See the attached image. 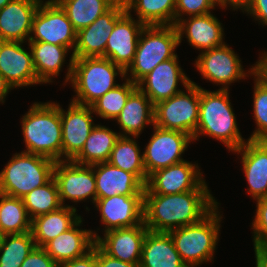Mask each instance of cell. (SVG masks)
I'll list each match as a JSON object with an SVG mask.
<instances>
[{"label":"cell","instance_id":"cell-1","mask_svg":"<svg viewBox=\"0 0 267 267\" xmlns=\"http://www.w3.org/2000/svg\"><path fill=\"white\" fill-rule=\"evenodd\" d=\"M217 204L209 190L144 194V223L149 231L168 233L201 221Z\"/></svg>","mask_w":267,"mask_h":267},{"label":"cell","instance_id":"cell-2","mask_svg":"<svg viewBox=\"0 0 267 267\" xmlns=\"http://www.w3.org/2000/svg\"><path fill=\"white\" fill-rule=\"evenodd\" d=\"M66 83L71 81L76 97L71 100L80 105L91 106L97 99L114 89L115 78L118 74L124 79L125 70L110 59L104 57L69 59Z\"/></svg>","mask_w":267,"mask_h":267},{"label":"cell","instance_id":"cell-3","mask_svg":"<svg viewBox=\"0 0 267 267\" xmlns=\"http://www.w3.org/2000/svg\"><path fill=\"white\" fill-rule=\"evenodd\" d=\"M23 152L62 161V124L59 103H34L21 118Z\"/></svg>","mask_w":267,"mask_h":267},{"label":"cell","instance_id":"cell-4","mask_svg":"<svg viewBox=\"0 0 267 267\" xmlns=\"http://www.w3.org/2000/svg\"><path fill=\"white\" fill-rule=\"evenodd\" d=\"M205 134L223 142L232 152L246 143L238 129L228 90L212 92L200 87L199 121L193 141Z\"/></svg>","mask_w":267,"mask_h":267},{"label":"cell","instance_id":"cell-5","mask_svg":"<svg viewBox=\"0 0 267 267\" xmlns=\"http://www.w3.org/2000/svg\"><path fill=\"white\" fill-rule=\"evenodd\" d=\"M218 205L201 221L168 232L175 249L188 267L212 261L219 239L222 216Z\"/></svg>","mask_w":267,"mask_h":267},{"label":"cell","instance_id":"cell-6","mask_svg":"<svg viewBox=\"0 0 267 267\" xmlns=\"http://www.w3.org/2000/svg\"><path fill=\"white\" fill-rule=\"evenodd\" d=\"M179 45V36L175 25L145 26L140 33L133 62L125 70L133 83L137 84L158 64L174 58Z\"/></svg>","mask_w":267,"mask_h":267},{"label":"cell","instance_id":"cell-7","mask_svg":"<svg viewBox=\"0 0 267 267\" xmlns=\"http://www.w3.org/2000/svg\"><path fill=\"white\" fill-rule=\"evenodd\" d=\"M55 161L44 156L15 153L0 172V193L23 198L53 177Z\"/></svg>","mask_w":267,"mask_h":267},{"label":"cell","instance_id":"cell-8","mask_svg":"<svg viewBox=\"0 0 267 267\" xmlns=\"http://www.w3.org/2000/svg\"><path fill=\"white\" fill-rule=\"evenodd\" d=\"M184 91L154 105V125L182 131L192 138L199 121L200 86L191 83Z\"/></svg>","mask_w":267,"mask_h":267},{"label":"cell","instance_id":"cell-9","mask_svg":"<svg viewBox=\"0 0 267 267\" xmlns=\"http://www.w3.org/2000/svg\"><path fill=\"white\" fill-rule=\"evenodd\" d=\"M28 42H46L65 46L74 51L77 31L55 0H47L45 3L41 1L33 19Z\"/></svg>","mask_w":267,"mask_h":267},{"label":"cell","instance_id":"cell-10","mask_svg":"<svg viewBox=\"0 0 267 267\" xmlns=\"http://www.w3.org/2000/svg\"><path fill=\"white\" fill-rule=\"evenodd\" d=\"M198 164L182 161L154 171L148 176L144 194H177L192 190H208Z\"/></svg>","mask_w":267,"mask_h":267},{"label":"cell","instance_id":"cell-11","mask_svg":"<svg viewBox=\"0 0 267 267\" xmlns=\"http://www.w3.org/2000/svg\"><path fill=\"white\" fill-rule=\"evenodd\" d=\"M154 133L143 153L147 176L156 170L184 161L182 155L193 138L178 130L153 125Z\"/></svg>","mask_w":267,"mask_h":267},{"label":"cell","instance_id":"cell-12","mask_svg":"<svg viewBox=\"0 0 267 267\" xmlns=\"http://www.w3.org/2000/svg\"><path fill=\"white\" fill-rule=\"evenodd\" d=\"M53 177L56 180L61 204L92 199L96 201V182L93 165H81L73 161L55 162Z\"/></svg>","mask_w":267,"mask_h":267},{"label":"cell","instance_id":"cell-13","mask_svg":"<svg viewBox=\"0 0 267 267\" xmlns=\"http://www.w3.org/2000/svg\"><path fill=\"white\" fill-rule=\"evenodd\" d=\"M127 12L124 0H118L95 22L77 32V42L72 55L74 58L104 57L108 38L116 22Z\"/></svg>","mask_w":267,"mask_h":267},{"label":"cell","instance_id":"cell-14","mask_svg":"<svg viewBox=\"0 0 267 267\" xmlns=\"http://www.w3.org/2000/svg\"><path fill=\"white\" fill-rule=\"evenodd\" d=\"M195 63L203 78L223 85V90H228V85L234 81L248 76L243 70L239 56L226 44L203 51Z\"/></svg>","mask_w":267,"mask_h":267},{"label":"cell","instance_id":"cell-15","mask_svg":"<svg viewBox=\"0 0 267 267\" xmlns=\"http://www.w3.org/2000/svg\"><path fill=\"white\" fill-rule=\"evenodd\" d=\"M92 107L70 102L67 112L60 107L62 124V161H72L84 147L95 124Z\"/></svg>","mask_w":267,"mask_h":267},{"label":"cell","instance_id":"cell-16","mask_svg":"<svg viewBox=\"0 0 267 267\" xmlns=\"http://www.w3.org/2000/svg\"><path fill=\"white\" fill-rule=\"evenodd\" d=\"M95 207L101 213L104 232L133 227L144 222V195H114L96 198Z\"/></svg>","mask_w":267,"mask_h":267},{"label":"cell","instance_id":"cell-17","mask_svg":"<svg viewBox=\"0 0 267 267\" xmlns=\"http://www.w3.org/2000/svg\"><path fill=\"white\" fill-rule=\"evenodd\" d=\"M178 56L163 61L152 71L143 77L137 88L143 92L150 101L156 103L169 99L182 90L178 89V82L181 81L186 88L191 80L186 76L178 64Z\"/></svg>","mask_w":267,"mask_h":267},{"label":"cell","instance_id":"cell-18","mask_svg":"<svg viewBox=\"0 0 267 267\" xmlns=\"http://www.w3.org/2000/svg\"><path fill=\"white\" fill-rule=\"evenodd\" d=\"M23 42L0 40V73L13 88L40 84L34 68L32 52Z\"/></svg>","mask_w":267,"mask_h":267},{"label":"cell","instance_id":"cell-19","mask_svg":"<svg viewBox=\"0 0 267 267\" xmlns=\"http://www.w3.org/2000/svg\"><path fill=\"white\" fill-rule=\"evenodd\" d=\"M147 231L144 222L133 227L112 229L106 231L103 238L99 236L96 244L113 258L139 264Z\"/></svg>","mask_w":267,"mask_h":267},{"label":"cell","instance_id":"cell-20","mask_svg":"<svg viewBox=\"0 0 267 267\" xmlns=\"http://www.w3.org/2000/svg\"><path fill=\"white\" fill-rule=\"evenodd\" d=\"M144 27V24L132 18L131 13L126 12L116 22L108 38L105 58L126 70L133 62L139 36Z\"/></svg>","mask_w":267,"mask_h":267},{"label":"cell","instance_id":"cell-21","mask_svg":"<svg viewBox=\"0 0 267 267\" xmlns=\"http://www.w3.org/2000/svg\"><path fill=\"white\" fill-rule=\"evenodd\" d=\"M42 0H13L0 10V40L29 41L34 16Z\"/></svg>","mask_w":267,"mask_h":267},{"label":"cell","instance_id":"cell-22","mask_svg":"<svg viewBox=\"0 0 267 267\" xmlns=\"http://www.w3.org/2000/svg\"><path fill=\"white\" fill-rule=\"evenodd\" d=\"M234 152L242 155L243 171L253 199L267 198V140H247Z\"/></svg>","mask_w":267,"mask_h":267},{"label":"cell","instance_id":"cell-23","mask_svg":"<svg viewBox=\"0 0 267 267\" xmlns=\"http://www.w3.org/2000/svg\"><path fill=\"white\" fill-rule=\"evenodd\" d=\"M221 24L211 13L190 16L187 20L183 18L175 24L179 45L185 33L190 46L201 49L202 52L219 47L225 44L223 41L224 29Z\"/></svg>","mask_w":267,"mask_h":267},{"label":"cell","instance_id":"cell-24","mask_svg":"<svg viewBox=\"0 0 267 267\" xmlns=\"http://www.w3.org/2000/svg\"><path fill=\"white\" fill-rule=\"evenodd\" d=\"M96 198L114 195H144L145 185L133 174L109 162L93 164Z\"/></svg>","mask_w":267,"mask_h":267},{"label":"cell","instance_id":"cell-25","mask_svg":"<svg viewBox=\"0 0 267 267\" xmlns=\"http://www.w3.org/2000/svg\"><path fill=\"white\" fill-rule=\"evenodd\" d=\"M82 221L80 218L70 229L43 247L57 264L83 257L92 250L99 235L91 230L77 228Z\"/></svg>","mask_w":267,"mask_h":267},{"label":"cell","instance_id":"cell-26","mask_svg":"<svg viewBox=\"0 0 267 267\" xmlns=\"http://www.w3.org/2000/svg\"><path fill=\"white\" fill-rule=\"evenodd\" d=\"M139 267H188L175 249L169 233L147 231Z\"/></svg>","mask_w":267,"mask_h":267},{"label":"cell","instance_id":"cell-27","mask_svg":"<svg viewBox=\"0 0 267 267\" xmlns=\"http://www.w3.org/2000/svg\"><path fill=\"white\" fill-rule=\"evenodd\" d=\"M123 133L120 136L138 138L145 125H154V104L138 88L129 96L115 119Z\"/></svg>","mask_w":267,"mask_h":267},{"label":"cell","instance_id":"cell-28","mask_svg":"<svg viewBox=\"0 0 267 267\" xmlns=\"http://www.w3.org/2000/svg\"><path fill=\"white\" fill-rule=\"evenodd\" d=\"M81 216L76 208L64 205L57 210L42 214L31 220V234L36 247H44L59 234L70 229Z\"/></svg>","mask_w":267,"mask_h":267},{"label":"cell","instance_id":"cell-29","mask_svg":"<svg viewBox=\"0 0 267 267\" xmlns=\"http://www.w3.org/2000/svg\"><path fill=\"white\" fill-rule=\"evenodd\" d=\"M28 45L32 52L38 81L40 84L52 83V78L60 74L66 54L70 49L46 42H28Z\"/></svg>","mask_w":267,"mask_h":267},{"label":"cell","instance_id":"cell-30","mask_svg":"<svg viewBox=\"0 0 267 267\" xmlns=\"http://www.w3.org/2000/svg\"><path fill=\"white\" fill-rule=\"evenodd\" d=\"M119 137L120 132L116 133L105 126L95 125L81 152L72 161L81 165L108 162Z\"/></svg>","mask_w":267,"mask_h":267},{"label":"cell","instance_id":"cell-31","mask_svg":"<svg viewBox=\"0 0 267 267\" xmlns=\"http://www.w3.org/2000/svg\"><path fill=\"white\" fill-rule=\"evenodd\" d=\"M128 13L136 12L145 26L175 25L176 0H124Z\"/></svg>","mask_w":267,"mask_h":267},{"label":"cell","instance_id":"cell-32","mask_svg":"<svg viewBox=\"0 0 267 267\" xmlns=\"http://www.w3.org/2000/svg\"><path fill=\"white\" fill-rule=\"evenodd\" d=\"M136 140L130 136H120L112 149L108 162L124 171L133 173L144 185L148 176L145 171L143 154Z\"/></svg>","mask_w":267,"mask_h":267},{"label":"cell","instance_id":"cell-33","mask_svg":"<svg viewBox=\"0 0 267 267\" xmlns=\"http://www.w3.org/2000/svg\"><path fill=\"white\" fill-rule=\"evenodd\" d=\"M78 32L107 12L118 0H55Z\"/></svg>","mask_w":267,"mask_h":267},{"label":"cell","instance_id":"cell-34","mask_svg":"<svg viewBox=\"0 0 267 267\" xmlns=\"http://www.w3.org/2000/svg\"><path fill=\"white\" fill-rule=\"evenodd\" d=\"M0 228L5 235L31 231V219L22 198L0 193Z\"/></svg>","mask_w":267,"mask_h":267},{"label":"cell","instance_id":"cell-35","mask_svg":"<svg viewBox=\"0 0 267 267\" xmlns=\"http://www.w3.org/2000/svg\"><path fill=\"white\" fill-rule=\"evenodd\" d=\"M22 199L31 220L39 215L47 214L63 206L60 201L58 186L54 177L46 184L33 189Z\"/></svg>","mask_w":267,"mask_h":267},{"label":"cell","instance_id":"cell-36","mask_svg":"<svg viewBox=\"0 0 267 267\" xmlns=\"http://www.w3.org/2000/svg\"><path fill=\"white\" fill-rule=\"evenodd\" d=\"M35 247L31 232L5 235L0 245V267H20Z\"/></svg>","mask_w":267,"mask_h":267},{"label":"cell","instance_id":"cell-37","mask_svg":"<svg viewBox=\"0 0 267 267\" xmlns=\"http://www.w3.org/2000/svg\"><path fill=\"white\" fill-rule=\"evenodd\" d=\"M125 80V83L109 90L91 105L95 114L103 119L114 120L118 117L129 96L137 89V84Z\"/></svg>","mask_w":267,"mask_h":267},{"label":"cell","instance_id":"cell-38","mask_svg":"<svg viewBox=\"0 0 267 267\" xmlns=\"http://www.w3.org/2000/svg\"><path fill=\"white\" fill-rule=\"evenodd\" d=\"M248 73L254 75V119L258 128L254 130L249 140H267V83L255 73V66H252Z\"/></svg>","mask_w":267,"mask_h":267},{"label":"cell","instance_id":"cell-39","mask_svg":"<svg viewBox=\"0 0 267 267\" xmlns=\"http://www.w3.org/2000/svg\"><path fill=\"white\" fill-rule=\"evenodd\" d=\"M216 5H219L217 0H176L175 24L183 18L182 15L190 17L211 13Z\"/></svg>","mask_w":267,"mask_h":267},{"label":"cell","instance_id":"cell-40","mask_svg":"<svg viewBox=\"0 0 267 267\" xmlns=\"http://www.w3.org/2000/svg\"><path fill=\"white\" fill-rule=\"evenodd\" d=\"M257 201L255 219L252 223L254 250L267 245V198Z\"/></svg>","mask_w":267,"mask_h":267},{"label":"cell","instance_id":"cell-41","mask_svg":"<svg viewBox=\"0 0 267 267\" xmlns=\"http://www.w3.org/2000/svg\"><path fill=\"white\" fill-rule=\"evenodd\" d=\"M57 265L43 247H35L20 267H57Z\"/></svg>","mask_w":267,"mask_h":267},{"label":"cell","instance_id":"cell-42","mask_svg":"<svg viewBox=\"0 0 267 267\" xmlns=\"http://www.w3.org/2000/svg\"><path fill=\"white\" fill-rule=\"evenodd\" d=\"M241 10L253 16L262 25H267V0H249Z\"/></svg>","mask_w":267,"mask_h":267},{"label":"cell","instance_id":"cell-43","mask_svg":"<svg viewBox=\"0 0 267 267\" xmlns=\"http://www.w3.org/2000/svg\"><path fill=\"white\" fill-rule=\"evenodd\" d=\"M96 267H139V264L127 263L113 258L96 244Z\"/></svg>","mask_w":267,"mask_h":267},{"label":"cell","instance_id":"cell-44","mask_svg":"<svg viewBox=\"0 0 267 267\" xmlns=\"http://www.w3.org/2000/svg\"><path fill=\"white\" fill-rule=\"evenodd\" d=\"M57 267H96V243L85 256L59 263Z\"/></svg>","mask_w":267,"mask_h":267},{"label":"cell","instance_id":"cell-45","mask_svg":"<svg viewBox=\"0 0 267 267\" xmlns=\"http://www.w3.org/2000/svg\"><path fill=\"white\" fill-rule=\"evenodd\" d=\"M254 65L255 73L267 83V52L264 51L260 60Z\"/></svg>","mask_w":267,"mask_h":267},{"label":"cell","instance_id":"cell-46","mask_svg":"<svg viewBox=\"0 0 267 267\" xmlns=\"http://www.w3.org/2000/svg\"><path fill=\"white\" fill-rule=\"evenodd\" d=\"M249 0H217L218 4L220 7L227 8L228 5H230L234 11L236 9H240L243 8V6L248 2ZM228 4V5H227Z\"/></svg>","mask_w":267,"mask_h":267},{"label":"cell","instance_id":"cell-47","mask_svg":"<svg viewBox=\"0 0 267 267\" xmlns=\"http://www.w3.org/2000/svg\"><path fill=\"white\" fill-rule=\"evenodd\" d=\"M12 89L13 87L11 86V84L0 73V102L4 103L8 92Z\"/></svg>","mask_w":267,"mask_h":267},{"label":"cell","instance_id":"cell-48","mask_svg":"<svg viewBox=\"0 0 267 267\" xmlns=\"http://www.w3.org/2000/svg\"><path fill=\"white\" fill-rule=\"evenodd\" d=\"M255 251L256 267H267V260L257 251Z\"/></svg>","mask_w":267,"mask_h":267},{"label":"cell","instance_id":"cell-49","mask_svg":"<svg viewBox=\"0 0 267 267\" xmlns=\"http://www.w3.org/2000/svg\"><path fill=\"white\" fill-rule=\"evenodd\" d=\"M258 252L267 260V245L262 246Z\"/></svg>","mask_w":267,"mask_h":267},{"label":"cell","instance_id":"cell-50","mask_svg":"<svg viewBox=\"0 0 267 267\" xmlns=\"http://www.w3.org/2000/svg\"><path fill=\"white\" fill-rule=\"evenodd\" d=\"M11 1L13 0H0V10Z\"/></svg>","mask_w":267,"mask_h":267},{"label":"cell","instance_id":"cell-51","mask_svg":"<svg viewBox=\"0 0 267 267\" xmlns=\"http://www.w3.org/2000/svg\"><path fill=\"white\" fill-rule=\"evenodd\" d=\"M5 234L3 233L2 229L0 228V245L3 243Z\"/></svg>","mask_w":267,"mask_h":267}]
</instances>
